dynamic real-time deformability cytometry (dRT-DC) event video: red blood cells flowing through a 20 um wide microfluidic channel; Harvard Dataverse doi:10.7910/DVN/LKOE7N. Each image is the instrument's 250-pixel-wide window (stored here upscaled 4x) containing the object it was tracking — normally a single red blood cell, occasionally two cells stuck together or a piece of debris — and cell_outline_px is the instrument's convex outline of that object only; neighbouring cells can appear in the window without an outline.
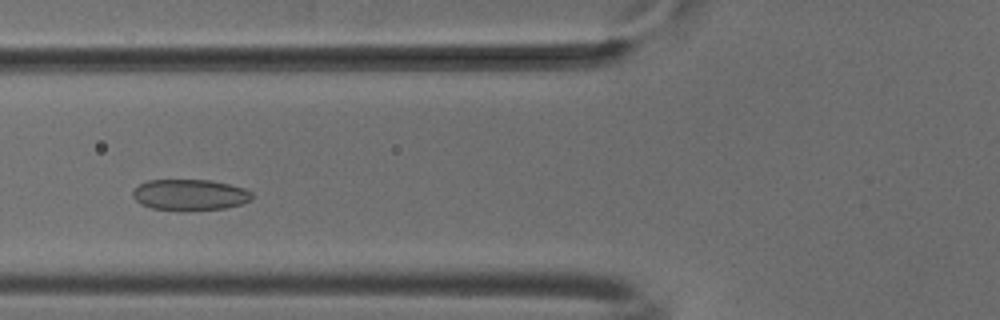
{"species": "common noctule bat (a hibernating species)", "species_latin": "Nyctalus noctula", "temperature_condition": "cold", "stored_images_in_passage": 47, "camera_frame_rate_fps": 3000, "um_per_image_px": 0.085, "animal": {"sex": "male", "body_mass_g": 18.8}, "frame": {"image": 1, "passage_image": 14, "time_ms": 4.333, "image_size_px": [1000, 320], "cell_outline_px": [[252, 200], [244, 204], [224, 208], [188, 212], [152, 208], [140, 204], [132, 196], [132, 192], [140, 184], [148, 180], [212, 180], [244, 188], [252, 192]], "centroid_in_image_um": [16.16, 16.58], "position_along_channel_um": 109.6, "area_um2": 21.96}}
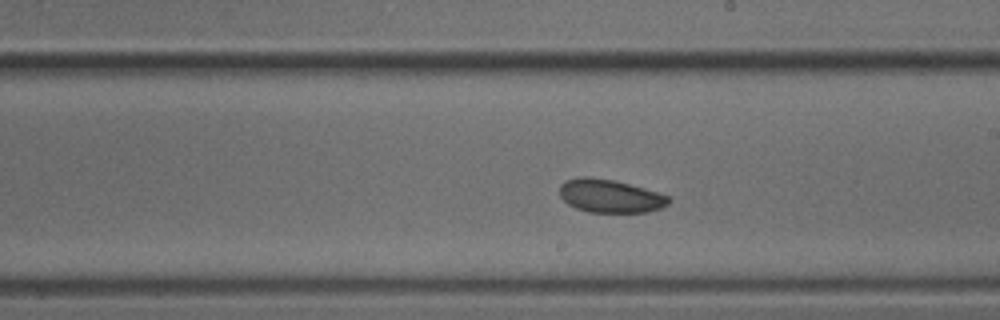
{"frame": {"image": 2, "passage_image": 24, "time_ms": 7.667, "image_size_px": [1000, 320], "cell_outline_px": [[672, 200], [668, 204], [660, 208], [648, 212], [588, 212], [576, 208], [568, 204], [560, 196], [560, 184], [564, 180], [580, 176], [588, 176], [616, 180], [644, 188], [668, 196]], "centroid_in_image_um": [51.83, 16.65], "position_along_channel_um": 237.2, "area_um2": 21.27}}
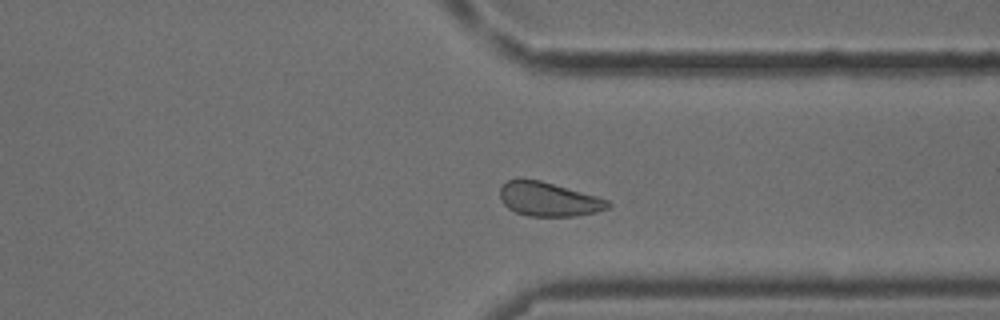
{"frame": {"image": 3, "passage_image": 34, "time_ms": 11.0, "image_size_px": [1000, 320], "cell_outline_px": [[612, 204], [608, 208], [596, 212], [576, 216], [528, 216], [516, 212], [508, 208], [504, 204], [500, 196], [500, 188], [508, 180], [516, 176], [520, 176], [540, 180], [596, 196], [608, 200]], "centroid_in_image_um": [46.59, 16.91], "position_along_channel_um": 364.8, "area_um2": 21.62}, "authors_computed_cell_mechanics": {"area_um2": 21.964, "velocity_mm_per_s": 3.8241, "shape_relaxation_time_tau1_ms": 1.9922, "shape_relaxation_time_tau2_ms": null, "deformation_change_tau1": 0.0567, "deformation_change_tau2": null}}